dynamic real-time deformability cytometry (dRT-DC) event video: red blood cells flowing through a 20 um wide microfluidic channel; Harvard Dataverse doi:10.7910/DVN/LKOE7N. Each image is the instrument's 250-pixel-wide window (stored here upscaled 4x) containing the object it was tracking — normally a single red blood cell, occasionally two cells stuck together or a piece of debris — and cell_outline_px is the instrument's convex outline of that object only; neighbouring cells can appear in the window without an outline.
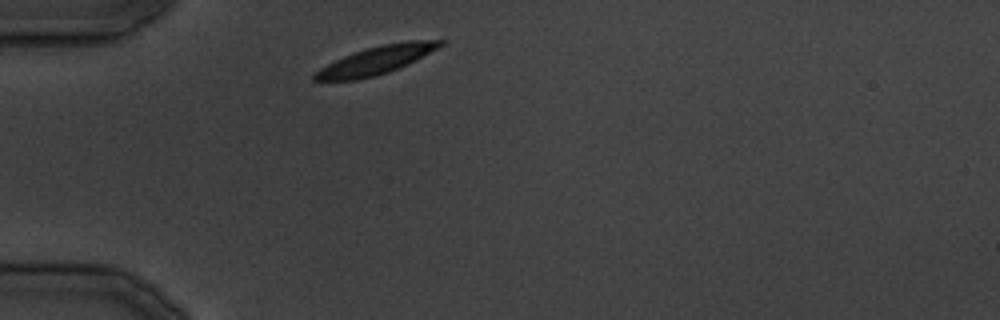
{"species": "common noctule bat (a hibernating species)", "species_latin": "Nyctalus noctula", "temperature_condition": "cold", "stored_images_in_passage": 22, "camera_frame_rate_fps": 3000, "um_per_image_px": 0.085, "animal": {"sex": "male", "body_mass_g": 19.5, "forearm_length_mm": 54.6}, "frame": {"image": 1, "passage_image": 1, "time_ms": 0.0, "image_size_px": [1000, 320], "cell_outline_px": [[444, 44], [416, 60], [388, 72], [376, 76], [356, 80], [312, 80], [312, 76], [320, 68], [344, 56], [368, 48], [384, 44], [408, 40], [444, 40]], "centroid_in_image_um": [31.98, 5.12], "position_along_channel_um": 53.0, "area_um2": 20.06}}
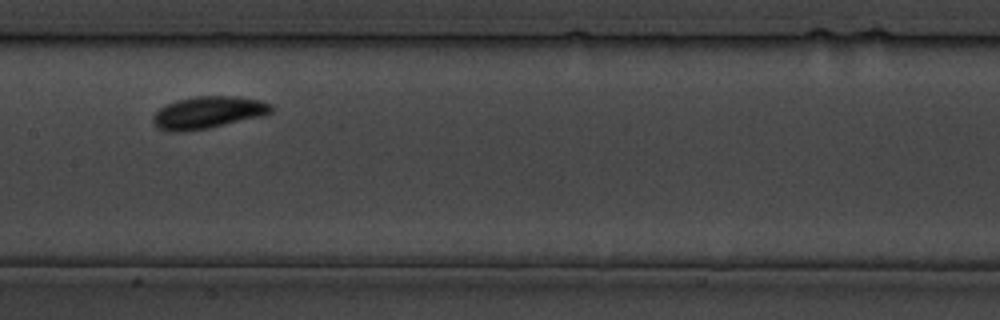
{"frame": {"image": 2, "passage_image": 9, "time_ms": 10.0, "image_size_px": [1000, 320], "cell_outline_px": [[272, 112], [264, 116], [208, 128], [184, 132], [168, 132], [156, 128], [152, 124], [152, 116], [160, 108], [176, 100], [196, 96], [236, 96], [260, 100], [268, 104], [272, 108]], "centroid_in_image_um": [17.63, 9.58], "position_along_channel_um": 189.8, "area_um2": 22.31}}
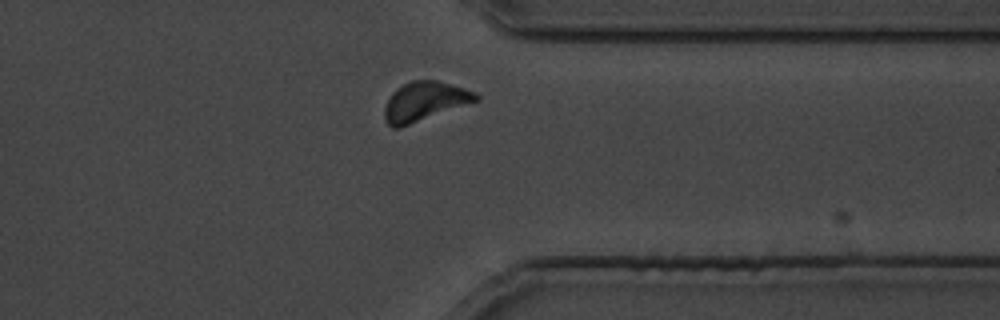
{"frame": {"image": 3, "passage_image": 19, "time_ms": 22.333, "image_size_px": [1000, 320], "cell_outline_px": [[480, 100], [400, 128], [392, 128], [384, 120], [384, 108], [392, 92], [396, 88], [412, 80], [436, 80], [464, 88], [476, 92], [480, 96]], "centroid_in_image_um": [36.09, 8.63], "position_along_channel_um": 375.3, "area_um2": 20.98}}